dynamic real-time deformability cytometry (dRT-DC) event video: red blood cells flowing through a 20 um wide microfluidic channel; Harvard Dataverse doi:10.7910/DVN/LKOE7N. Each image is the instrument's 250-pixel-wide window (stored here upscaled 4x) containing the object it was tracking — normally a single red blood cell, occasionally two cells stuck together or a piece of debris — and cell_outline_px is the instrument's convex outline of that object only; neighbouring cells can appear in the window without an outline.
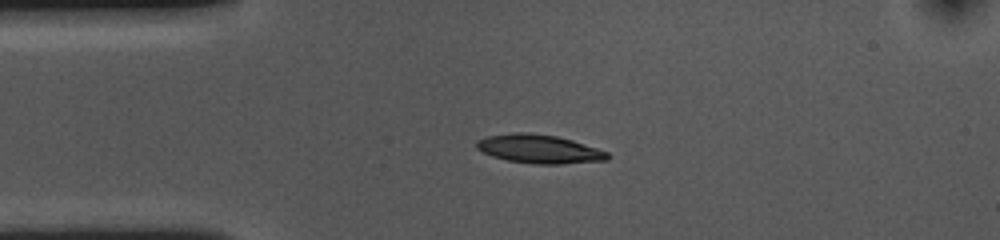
{"species": "common noctule bat (a hibernating species)", "species_latin": "Nyctalus noctula", "temperature_condition": "cold", "stored_images_in_passage": 44, "camera_frame_rate_fps": 3000, "um_per_image_px": 0.085, "animal": {"sex": "female", "body_mass_g": 10.0, "forearm_length_mm": 53.1}, "frame": {"image": 1, "passage_image": 1, "time_ms": 0.0, "image_size_px": [1000, 240], "cell_outline_px": [[608, 160], [560, 164], [536, 164], [508, 160], [492, 156], [476, 148], [476, 140], [488, 136], [516, 132], [528, 132], [556, 136], [572, 140], [608, 152]], "centroid_in_image_um": [45.81, 12.66], "position_along_channel_um": 39.2, "area_um2": 21.68}}
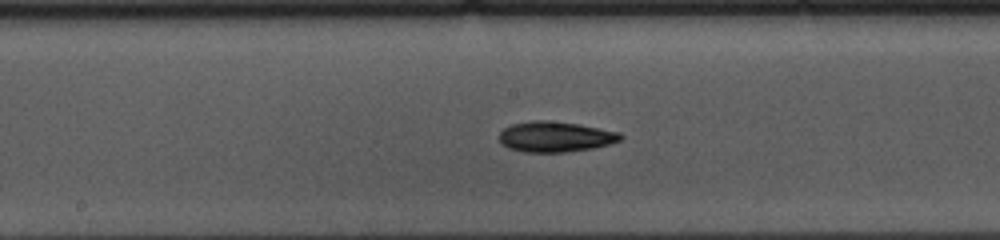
{"frame": {"image": 2, "passage_image": 16, "time_ms": 5.0, "image_size_px": [1000, 240], "cell_outline_px": [[624, 136], [620, 140], [608, 144], [592, 148], [564, 152], [524, 152], [508, 148], [500, 144], [500, 132], [504, 128], [512, 124], [532, 120], [548, 120], [580, 124], [620, 132]], "centroid_in_image_um": [47.19, 11.61], "position_along_channel_um": 201.0, "area_um2": 21.62}}
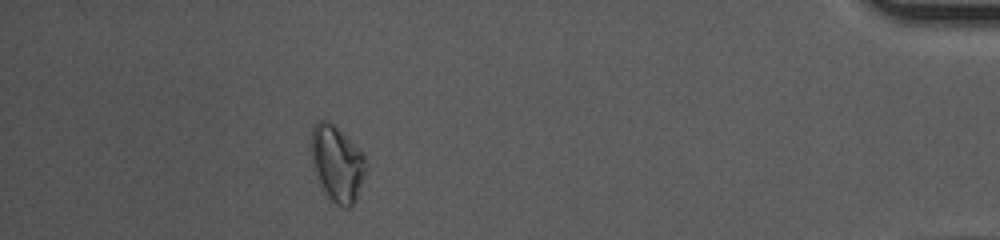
{"frame": {"image": 3, "passage_image": 38, "time_ms": 12.333, "image_size_px": [1000, 240], "cell_outline_px": [[368, 164], [356, 200], [348, 208], [344, 208], [336, 204], [320, 188], [312, 168], [308, 140], [312, 128], [316, 120], [328, 120], [336, 124], [364, 156]], "centroid_in_image_um": [28.58, 13.86], "position_along_channel_um": 406.6, "area_um2": 25.03}, "authors_computed_cell_mechanics": {"area_um2": 20.8947, "velocity_mm_per_s": 3.602, "shape_relaxation_time_tau1_ms": 2.9911, "shape_relaxation_time_tau2_ms": null, "deformation_change_tau1": 0.1205, "deformation_change_tau2": null}}